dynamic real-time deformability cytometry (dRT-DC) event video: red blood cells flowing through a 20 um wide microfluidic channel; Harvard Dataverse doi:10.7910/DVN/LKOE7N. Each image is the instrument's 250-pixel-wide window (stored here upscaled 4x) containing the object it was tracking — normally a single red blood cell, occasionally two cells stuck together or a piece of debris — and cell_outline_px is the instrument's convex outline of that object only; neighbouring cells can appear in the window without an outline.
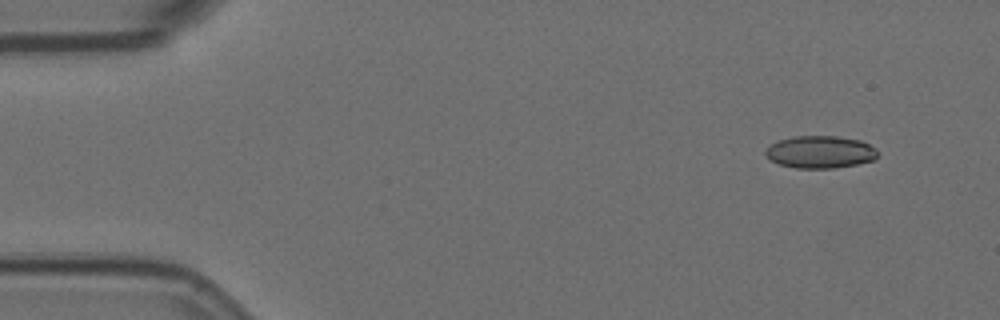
{"species": "Egyptian fruit bat (a non-hibernating species)", "species_latin": "Rousettus aegyptiacus", "temperature_condition": "room temperature", "stored_images_in_passage": 5, "camera_frame_rate_fps": 3000, "um_per_image_px": 0.085, "animal": {"sex": "female"}, "frame": {"image": 1, "passage_image": 1, "time_ms": 0.0, "image_size_px": [1000, 320], "cell_outline_px": [[876, 160], [856, 164], [832, 168], [796, 168], [780, 164], [772, 160], [764, 152], [768, 144], [792, 136], [836, 136], [860, 140], [876, 148]], "centroid_in_image_um": [69.71, 12.91], "position_along_channel_um": 15.3, "area_um2": 21.1}}
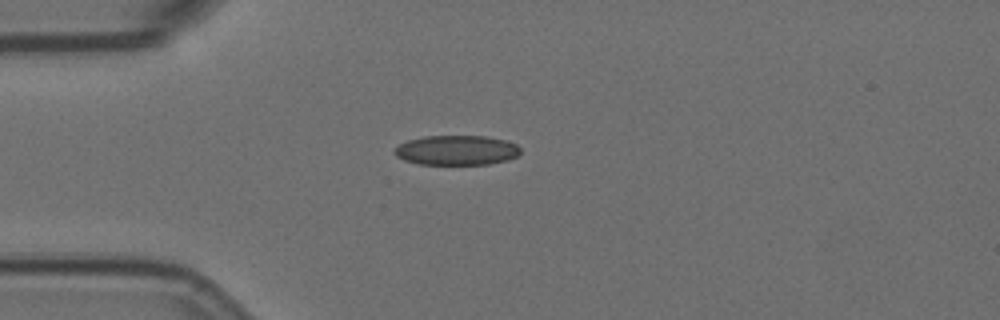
{"frame": {"image": 2, "passage_image": 4, "time_ms": 1.0, "image_size_px": [1000, 320], "cell_outline_px": [[520, 152], [516, 156], [508, 160], [488, 164], [420, 164], [404, 160], [396, 156], [392, 152], [400, 144], [408, 140], [424, 136], [484, 136], [508, 140], [516, 144], [520, 148]], "centroid_in_image_um": [38.82, 12.76], "position_along_channel_um": 46.2, "area_um2": 21.85}}
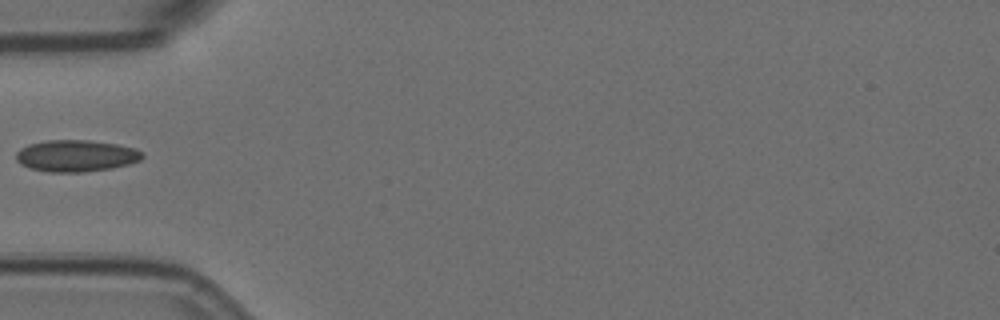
{"frame": {"image": 3, "passage_image": 5, "time_ms": 1.333, "image_size_px": [1000, 320], "cell_outline_px": [[144, 156], [140, 160], [128, 164], [112, 168], [84, 172], [48, 172], [32, 168], [20, 164], [16, 160], [16, 152], [20, 148], [28, 144], [48, 140], [88, 140], [116, 144], [136, 148], [144, 152]], "centroid_in_image_um": [6.48, 13.24], "position_along_channel_um": 78.5, "area_um2": 23.41}}